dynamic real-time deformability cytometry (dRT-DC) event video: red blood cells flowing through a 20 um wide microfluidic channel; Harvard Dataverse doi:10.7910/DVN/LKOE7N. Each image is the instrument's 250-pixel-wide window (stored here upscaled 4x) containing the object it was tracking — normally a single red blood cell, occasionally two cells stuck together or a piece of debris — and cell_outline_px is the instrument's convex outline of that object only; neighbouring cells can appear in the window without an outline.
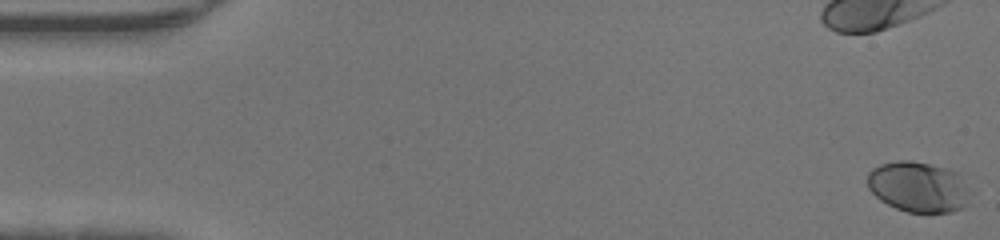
{"species": "human", "species_latin": "Homo sapiens", "temperature_condition": "warm", "stored_images_in_passage": 47, "camera_frame_rate_fps": 3000, "um_per_image_px": 0.085, "donor": {"sex": "male"}, "frame": {"image": 1, "passage_image": 1, "time_ms": 0.0, "image_size_px": [1000, 240], "cell_outline_px": [[964, 204], [960, 208], [948, 212], [908, 212], [896, 208], [880, 200], [868, 188], [868, 172], [872, 168], [880, 164], [900, 160], [908, 160], [928, 164], [944, 168], [956, 172], [964, 188]], "centroid_in_image_um": [77.92, 15.87], "position_along_channel_um": 7.1, "area_um2": 29.13}}
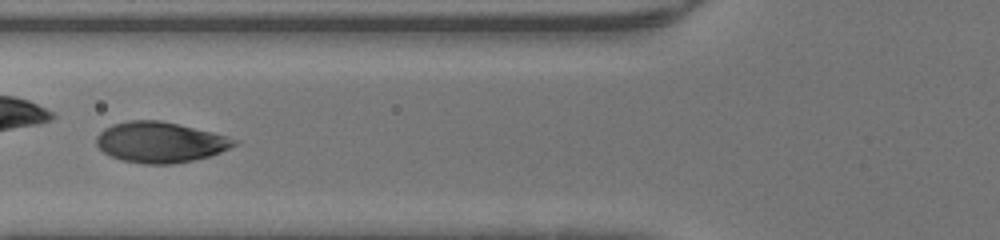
{"frame": {"image": 2, "passage_image": 19, "time_ms": 6.0, "image_size_px": [1000, 240], "cell_outline_px": [[240, 140], [236, 144], [212, 156], [172, 164], [144, 164], [124, 160], [112, 156], [104, 152], [96, 144], [96, 136], [104, 128], [112, 124], [128, 120], [160, 120], [212, 132], [228, 136]], "centroid_in_image_um": [13.62, 12.08], "position_along_channel_um": 112.2, "area_um2": 32.54}}
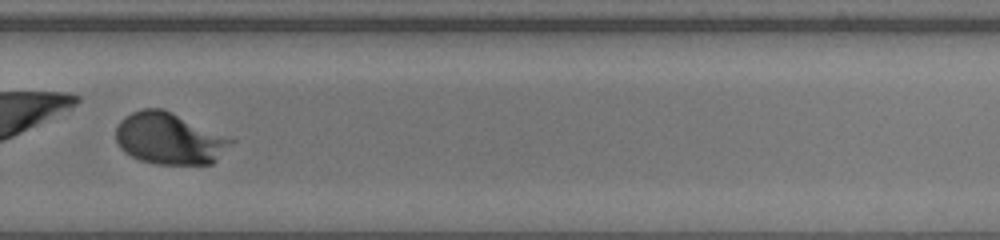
{"frame": {"image": 3, "passage_image": 33, "time_ms": 10.667, "image_size_px": [1000, 240], "cell_outline_px": [[236, 140], [212, 164], [156, 164], [140, 160], [124, 152], [120, 148], [116, 140], [116, 128], [120, 120], [124, 116], [140, 108], [164, 108]], "centroid_in_image_um": [14.38, 11.76], "position_along_channel_um": 315.4, "area_um2": 34.8}}